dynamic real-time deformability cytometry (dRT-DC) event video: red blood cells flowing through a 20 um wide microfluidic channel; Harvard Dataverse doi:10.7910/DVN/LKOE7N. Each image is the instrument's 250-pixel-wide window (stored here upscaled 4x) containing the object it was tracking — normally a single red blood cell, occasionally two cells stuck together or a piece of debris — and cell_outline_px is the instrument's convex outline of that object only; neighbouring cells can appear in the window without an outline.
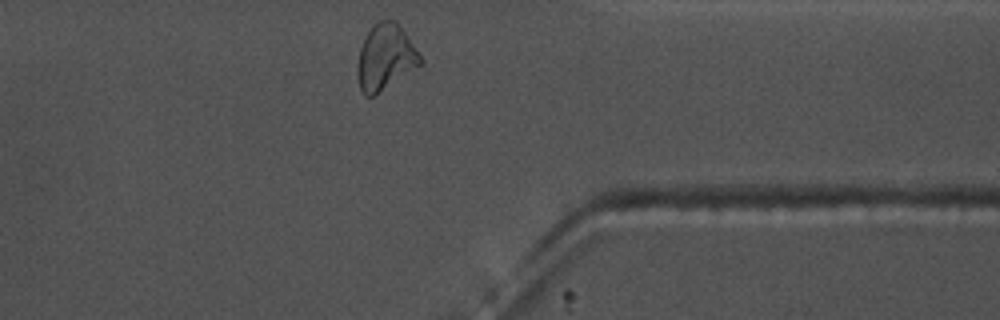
{"species": "common noctule bat (a hibernating species)", "species_latin": "Nyctalus noctula", "temperature_condition": "warm", "stored_images_in_passage": 43, "camera_frame_rate_fps": 3000, "um_per_image_px": 0.085, "animal": {"sex": "male", "body_mass_g": 17.5, "forearm_length_mm": 52.3}, "frame": {"image": 1, "passage_image": 43, "time_ms": 14.0, "image_size_px": [1000, 320], "cell_outline_px": [[420, 64], [372, 96], [364, 96], [360, 88], [360, 48], [368, 32], [380, 20], [396, 20], [420, 56]], "centroid_in_image_um": [32.76, 4.83], "position_along_channel_um": 378.6, "area_um2": 22.48}, "authors_computed_cell_mechanics": {"area_um2": 21.4438, "velocity_mm_per_s": 3.6532, "shape_relaxation_time_tau1_ms": null, "shape_relaxation_time_tau2_ms": 5.1269, "deformation_change_tau1": null, "deformation_change_tau2": 0.1302}}